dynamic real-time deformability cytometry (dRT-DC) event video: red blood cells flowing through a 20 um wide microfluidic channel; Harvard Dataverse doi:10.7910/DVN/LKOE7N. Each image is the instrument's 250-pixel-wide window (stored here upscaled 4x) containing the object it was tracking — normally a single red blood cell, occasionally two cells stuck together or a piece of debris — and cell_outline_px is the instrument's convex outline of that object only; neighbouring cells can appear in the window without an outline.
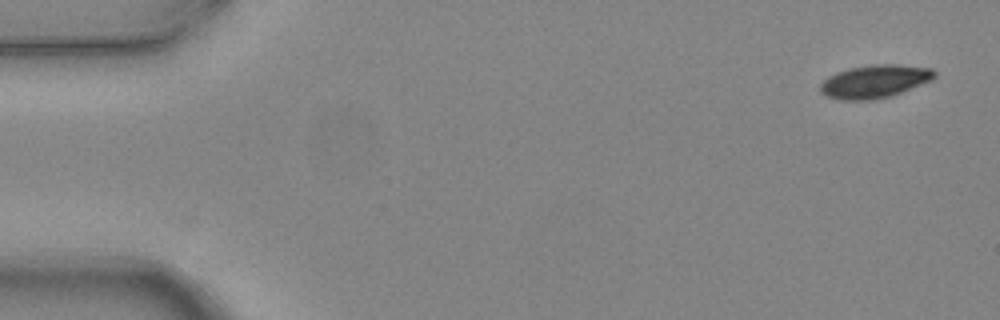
{"species": "common noctule bat (a hibernating species)", "species_latin": "Nyctalus noctula", "temperature_condition": "warm", "stored_images_in_passage": 4, "camera_frame_rate_fps": 3000, "um_per_image_px": 0.085, "animal": {"sex": "female", "body_mass_g": 24.6, "forearm_length_mm": 56.2}, "frame": {"image": 1, "passage_image": 1, "time_ms": 0.0, "image_size_px": [1000, 320], "cell_outline_px": [[936, 76], [932, 80], [892, 96], [872, 100], [840, 100], [824, 96], [820, 92], [820, 84], [828, 76], [836, 72], [848, 68], [872, 64], [900, 64], [932, 68], [936, 72]], "centroid_in_image_um": [74.34, 6.92], "position_along_channel_um": 10.7, "area_um2": 22.37}}
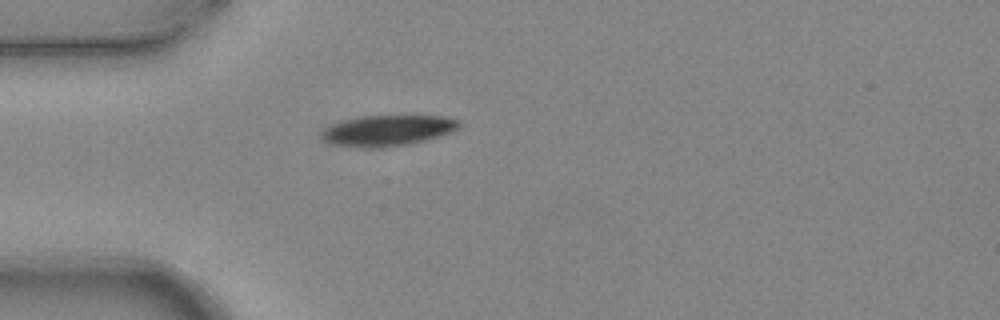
{"frame": {"image": 2, "passage_image": 4, "time_ms": 1.0, "image_size_px": [1000, 320], "cell_outline_px": [[460, 124], [452, 132], [440, 136], [408, 144], [376, 148], [368, 148], [332, 144], [324, 140], [320, 136], [320, 132], [324, 128], [332, 124], [364, 116], [444, 116], [460, 120]], "centroid_in_image_um": [32.95, 11.1], "position_along_channel_um": 52.1, "area_um2": 24.39}}